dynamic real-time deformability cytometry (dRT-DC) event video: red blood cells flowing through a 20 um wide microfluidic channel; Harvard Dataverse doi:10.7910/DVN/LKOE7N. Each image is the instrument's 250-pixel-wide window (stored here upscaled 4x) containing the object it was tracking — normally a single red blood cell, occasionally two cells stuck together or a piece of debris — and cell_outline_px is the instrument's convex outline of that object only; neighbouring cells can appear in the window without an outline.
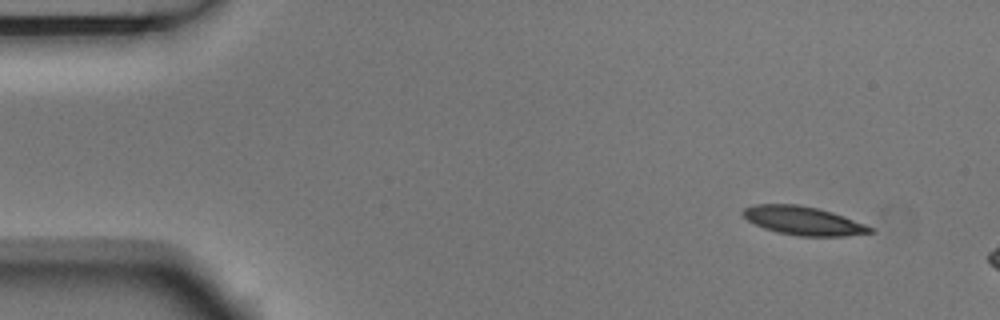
{"species": "Egyptian fruit bat (a non-hibernating species)", "species_latin": "Rousettus aegyptiacus", "temperature_condition": "room temperature", "stored_images_in_passage": 3, "camera_frame_rate_fps": 3000, "um_per_image_px": 0.085, "animal": {"sex": "male"}, "frame": {"image": 1, "passage_image": 1, "time_ms": 0.0, "image_size_px": [1000, 320], "cell_outline_px": [[876, 232], [844, 236], [796, 236], [776, 232], [764, 228], [748, 220], [740, 212], [744, 208], [752, 204], [796, 204], [816, 208], [832, 212], [844, 216], [876, 228]], "centroid_in_image_um": [68.3, 18.76], "position_along_channel_um": 16.7, "area_um2": 21.33}}